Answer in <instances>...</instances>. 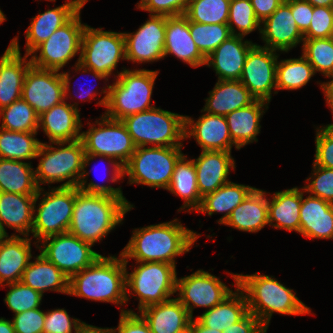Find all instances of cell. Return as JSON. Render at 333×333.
<instances>
[{
	"label": "cell",
	"instance_id": "74e56055",
	"mask_svg": "<svg viewBox=\"0 0 333 333\" xmlns=\"http://www.w3.org/2000/svg\"><path fill=\"white\" fill-rule=\"evenodd\" d=\"M166 190L176 196H180L182 200L184 199V204L178 209V212L187 208V212L190 213L200 207L202 196L198 190L193 159L189 160L184 154L178 159L171 182Z\"/></svg>",
	"mask_w": 333,
	"mask_h": 333
},
{
	"label": "cell",
	"instance_id": "003e7915",
	"mask_svg": "<svg viewBox=\"0 0 333 333\" xmlns=\"http://www.w3.org/2000/svg\"><path fill=\"white\" fill-rule=\"evenodd\" d=\"M6 237H7V235L5 234V232L2 230V228L0 226V242H2Z\"/></svg>",
	"mask_w": 333,
	"mask_h": 333
},
{
	"label": "cell",
	"instance_id": "7bdbcfd3",
	"mask_svg": "<svg viewBox=\"0 0 333 333\" xmlns=\"http://www.w3.org/2000/svg\"><path fill=\"white\" fill-rule=\"evenodd\" d=\"M230 0H189L185 16L204 24H227Z\"/></svg>",
	"mask_w": 333,
	"mask_h": 333
},
{
	"label": "cell",
	"instance_id": "484cf974",
	"mask_svg": "<svg viewBox=\"0 0 333 333\" xmlns=\"http://www.w3.org/2000/svg\"><path fill=\"white\" fill-rule=\"evenodd\" d=\"M193 162L198 190L202 197L229 183L230 169L234 170L236 167L231 152L227 151H202Z\"/></svg>",
	"mask_w": 333,
	"mask_h": 333
},
{
	"label": "cell",
	"instance_id": "ba28073f",
	"mask_svg": "<svg viewBox=\"0 0 333 333\" xmlns=\"http://www.w3.org/2000/svg\"><path fill=\"white\" fill-rule=\"evenodd\" d=\"M57 145V146H54ZM68 144V145H67ZM66 145V146H65ZM64 146V147H63ZM84 146L81 141L41 142L36 158H41L35 171L39 189L41 184L64 182L58 187H77L83 174Z\"/></svg>",
	"mask_w": 333,
	"mask_h": 333
},
{
	"label": "cell",
	"instance_id": "4316f807",
	"mask_svg": "<svg viewBox=\"0 0 333 333\" xmlns=\"http://www.w3.org/2000/svg\"><path fill=\"white\" fill-rule=\"evenodd\" d=\"M301 188L299 233L310 239H333V204L308 195Z\"/></svg>",
	"mask_w": 333,
	"mask_h": 333
},
{
	"label": "cell",
	"instance_id": "9c48e42d",
	"mask_svg": "<svg viewBox=\"0 0 333 333\" xmlns=\"http://www.w3.org/2000/svg\"><path fill=\"white\" fill-rule=\"evenodd\" d=\"M86 24L81 43L80 62L75 63L76 72L92 73L96 79L113 74L120 59L125 58V38L122 32L103 31Z\"/></svg>",
	"mask_w": 333,
	"mask_h": 333
},
{
	"label": "cell",
	"instance_id": "6da1fadb",
	"mask_svg": "<svg viewBox=\"0 0 333 333\" xmlns=\"http://www.w3.org/2000/svg\"><path fill=\"white\" fill-rule=\"evenodd\" d=\"M87 131H81V141L85 154L83 159V174L77 188L86 193L105 194L113 197H124L121 187L113 188L90 181L87 183L89 172L85 169L96 157L108 161L112 169L111 182H118L123 178V167L135 152L134 145L126 126L121 120L111 119L104 114L96 120ZM98 125V127H96ZM118 160V161H117Z\"/></svg>",
	"mask_w": 333,
	"mask_h": 333
},
{
	"label": "cell",
	"instance_id": "e575fe53",
	"mask_svg": "<svg viewBox=\"0 0 333 333\" xmlns=\"http://www.w3.org/2000/svg\"><path fill=\"white\" fill-rule=\"evenodd\" d=\"M300 209L301 188L293 187L275 192L272 200H268V223L275 229L299 233Z\"/></svg>",
	"mask_w": 333,
	"mask_h": 333
},
{
	"label": "cell",
	"instance_id": "30bf717a",
	"mask_svg": "<svg viewBox=\"0 0 333 333\" xmlns=\"http://www.w3.org/2000/svg\"><path fill=\"white\" fill-rule=\"evenodd\" d=\"M127 264L128 261H125L126 302L129 301L130 295L136 294L139 311L147 306L165 302L176 293V265L156 261L136 262V265H139L129 273Z\"/></svg>",
	"mask_w": 333,
	"mask_h": 333
},
{
	"label": "cell",
	"instance_id": "7402d4cb",
	"mask_svg": "<svg viewBox=\"0 0 333 333\" xmlns=\"http://www.w3.org/2000/svg\"><path fill=\"white\" fill-rule=\"evenodd\" d=\"M78 103L65 100L39 116V129L42 128L50 143L70 142L81 139L82 121Z\"/></svg>",
	"mask_w": 333,
	"mask_h": 333
},
{
	"label": "cell",
	"instance_id": "681fc988",
	"mask_svg": "<svg viewBox=\"0 0 333 333\" xmlns=\"http://www.w3.org/2000/svg\"><path fill=\"white\" fill-rule=\"evenodd\" d=\"M84 324L77 318H71L64 308H58L45 312L43 333H73V330L77 333Z\"/></svg>",
	"mask_w": 333,
	"mask_h": 333
},
{
	"label": "cell",
	"instance_id": "2e32d148",
	"mask_svg": "<svg viewBox=\"0 0 333 333\" xmlns=\"http://www.w3.org/2000/svg\"><path fill=\"white\" fill-rule=\"evenodd\" d=\"M279 54L255 44L248 52L240 81L257 99L270 103L276 88V71Z\"/></svg>",
	"mask_w": 333,
	"mask_h": 333
},
{
	"label": "cell",
	"instance_id": "83f0119b",
	"mask_svg": "<svg viewBox=\"0 0 333 333\" xmlns=\"http://www.w3.org/2000/svg\"><path fill=\"white\" fill-rule=\"evenodd\" d=\"M139 314L148 323L151 333H188L192 320L177 298L147 306Z\"/></svg>",
	"mask_w": 333,
	"mask_h": 333
},
{
	"label": "cell",
	"instance_id": "60d3db41",
	"mask_svg": "<svg viewBox=\"0 0 333 333\" xmlns=\"http://www.w3.org/2000/svg\"><path fill=\"white\" fill-rule=\"evenodd\" d=\"M315 74L314 68L303 55L300 58L277 61L276 88L277 90L300 89Z\"/></svg>",
	"mask_w": 333,
	"mask_h": 333
},
{
	"label": "cell",
	"instance_id": "6f0895ef",
	"mask_svg": "<svg viewBox=\"0 0 333 333\" xmlns=\"http://www.w3.org/2000/svg\"><path fill=\"white\" fill-rule=\"evenodd\" d=\"M223 333H267L260 320L248 312L240 321L234 323Z\"/></svg>",
	"mask_w": 333,
	"mask_h": 333
},
{
	"label": "cell",
	"instance_id": "d6986e66",
	"mask_svg": "<svg viewBox=\"0 0 333 333\" xmlns=\"http://www.w3.org/2000/svg\"><path fill=\"white\" fill-rule=\"evenodd\" d=\"M263 24V25H262ZM261 39L265 48L288 52L304 41L291 13V0L282 4L261 23Z\"/></svg>",
	"mask_w": 333,
	"mask_h": 333
},
{
	"label": "cell",
	"instance_id": "11a10c76",
	"mask_svg": "<svg viewBox=\"0 0 333 333\" xmlns=\"http://www.w3.org/2000/svg\"><path fill=\"white\" fill-rule=\"evenodd\" d=\"M120 310L119 324L117 328H112L113 333H151L148 323L141 315L131 309Z\"/></svg>",
	"mask_w": 333,
	"mask_h": 333
},
{
	"label": "cell",
	"instance_id": "836d02e7",
	"mask_svg": "<svg viewBox=\"0 0 333 333\" xmlns=\"http://www.w3.org/2000/svg\"><path fill=\"white\" fill-rule=\"evenodd\" d=\"M234 279L236 291L213 308L206 310L196 319L204 326L224 331L234 323L240 321L248 312V305L243 291L237 286L238 274L229 273Z\"/></svg>",
	"mask_w": 333,
	"mask_h": 333
},
{
	"label": "cell",
	"instance_id": "be15d7a7",
	"mask_svg": "<svg viewBox=\"0 0 333 333\" xmlns=\"http://www.w3.org/2000/svg\"><path fill=\"white\" fill-rule=\"evenodd\" d=\"M0 333H15L13 323L3 317L0 318Z\"/></svg>",
	"mask_w": 333,
	"mask_h": 333
},
{
	"label": "cell",
	"instance_id": "52a82bcc",
	"mask_svg": "<svg viewBox=\"0 0 333 333\" xmlns=\"http://www.w3.org/2000/svg\"><path fill=\"white\" fill-rule=\"evenodd\" d=\"M136 147L183 146L185 115L151 108L121 120Z\"/></svg>",
	"mask_w": 333,
	"mask_h": 333
},
{
	"label": "cell",
	"instance_id": "e0dca14e",
	"mask_svg": "<svg viewBox=\"0 0 333 333\" xmlns=\"http://www.w3.org/2000/svg\"><path fill=\"white\" fill-rule=\"evenodd\" d=\"M177 299L185 306L193 318L195 307L213 308L228 297L233 290L218 277L202 269L191 275L177 277Z\"/></svg>",
	"mask_w": 333,
	"mask_h": 333
},
{
	"label": "cell",
	"instance_id": "5bb4252c",
	"mask_svg": "<svg viewBox=\"0 0 333 333\" xmlns=\"http://www.w3.org/2000/svg\"><path fill=\"white\" fill-rule=\"evenodd\" d=\"M58 72L31 65L25 74L22 98L39 116L72 95L69 71Z\"/></svg>",
	"mask_w": 333,
	"mask_h": 333
},
{
	"label": "cell",
	"instance_id": "a7ac6f4b",
	"mask_svg": "<svg viewBox=\"0 0 333 333\" xmlns=\"http://www.w3.org/2000/svg\"><path fill=\"white\" fill-rule=\"evenodd\" d=\"M6 21V17L4 15V13L2 12V10L0 9V25Z\"/></svg>",
	"mask_w": 333,
	"mask_h": 333
},
{
	"label": "cell",
	"instance_id": "44dd1931",
	"mask_svg": "<svg viewBox=\"0 0 333 333\" xmlns=\"http://www.w3.org/2000/svg\"><path fill=\"white\" fill-rule=\"evenodd\" d=\"M184 137L195 138L202 151L231 152L233 145L225 116L204 112L198 120L185 115Z\"/></svg>",
	"mask_w": 333,
	"mask_h": 333
},
{
	"label": "cell",
	"instance_id": "94428289",
	"mask_svg": "<svg viewBox=\"0 0 333 333\" xmlns=\"http://www.w3.org/2000/svg\"><path fill=\"white\" fill-rule=\"evenodd\" d=\"M188 333H223L220 330H215L208 328L204 325H202L196 318L191 320L189 325Z\"/></svg>",
	"mask_w": 333,
	"mask_h": 333
},
{
	"label": "cell",
	"instance_id": "7c38bea8",
	"mask_svg": "<svg viewBox=\"0 0 333 333\" xmlns=\"http://www.w3.org/2000/svg\"><path fill=\"white\" fill-rule=\"evenodd\" d=\"M39 189L34 202L32 234L37 240L68 232L76 198V187H53L48 192ZM42 199L37 205L39 197ZM37 211V212H36Z\"/></svg>",
	"mask_w": 333,
	"mask_h": 333
},
{
	"label": "cell",
	"instance_id": "c3c4849f",
	"mask_svg": "<svg viewBox=\"0 0 333 333\" xmlns=\"http://www.w3.org/2000/svg\"><path fill=\"white\" fill-rule=\"evenodd\" d=\"M303 186L305 193L333 204V169L319 167L313 163V173Z\"/></svg>",
	"mask_w": 333,
	"mask_h": 333
},
{
	"label": "cell",
	"instance_id": "f5cc1de1",
	"mask_svg": "<svg viewBox=\"0 0 333 333\" xmlns=\"http://www.w3.org/2000/svg\"><path fill=\"white\" fill-rule=\"evenodd\" d=\"M137 8L150 14L178 16L185 14L189 0H140Z\"/></svg>",
	"mask_w": 333,
	"mask_h": 333
},
{
	"label": "cell",
	"instance_id": "9f6ffc18",
	"mask_svg": "<svg viewBox=\"0 0 333 333\" xmlns=\"http://www.w3.org/2000/svg\"><path fill=\"white\" fill-rule=\"evenodd\" d=\"M291 13L298 29L304 34L310 27L313 6L305 0H291Z\"/></svg>",
	"mask_w": 333,
	"mask_h": 333
},
{
	"label": "cell",
	"instance_id": "1f68e13d",
	"mask_svg": "<svg viewBox=\"0 0 333 333\" xmlns=\"http://www.w3.org/2000/svg\"><path fill=\"white\" fill-rule=\"evenodd\" d=\"M256 98L240 80H217L205 99L201 112L226 116L228 113L252 104Z\"/></svg>",
	"mask_w": 333,
	"mask_h": 333
},
{
	"label": "cell",
	"instance_id": "d590c367",
	"mask_svg": "<svg viewBox=\"0 0 333 333\" xmlns=\"http://www.w3.org/2000/svg\"><path fill=\"white\" fill-rule=\"evenodd\" d=\"M24 270L21 282L41 295L45 291L69 294V278L41 253Z\"/></svg>",
	"mask_w": 333,
	"mask_h": 333
},
{
	"label": "cell",
	"instance_id": "8d00e7d4",
	"mask_svg": "<svg viewBox=\"0 0 333 333\" xmlns=\"http://www.w3.org/2000/svg\"><path fill=\"white\" fill-rule=\"evenodd\" d=\"M255 187L229 182L219 187L216 191L202 197L201 205L197 213L212 216L214 213H225L217 221L223 224L231 215L232 211L246 198Z\"/></svg>",
	"mask_w": 333,
	"mask_h": 333
},
{
	"label": "cell",
	"instance_id": "f1b7e54d",
	"mask_svg": "<svg viewBox=\"0 0 333 333\" xmlns=\"http://www.w3.org/2000/svg\"><path fill=\"white\" fill-rule=\"evenodd\" d=\"M28 236H7L0 242V285L21 281L24 270L32 259ZM6 282V283H5Z\"/></svg>",
	"mask_w": 333,
	"mask_h": 333
},
{
	"label": "cell",
	"instance_id": "cb8c5ba5",
	"mask_svg": "<svg viewBox=\"0 0 333 333\" xmlns=\"http://www.w3.org/2000/svg\"><path fill=\"white\" fill-rule=\"evenodd\" d=\"M243 39L232 35L206 57L205 65L213 67L218 80H240L246 56L256 44Z\"/></svg>",
	"mask_w": 333,
	"mask_h": 333
},
{
	"label": "cell",
	"instance_id": "3957f363",
	"mask_svg": "<svg viewBox=\"0 0 333 333\" xmlns=\"http://www.w3.org/2000/svg\"><path fill=\"white\" fill-rule=\"evenodd\" d=\"M125 197L86 193L76 187V198L68 232L91 243L104 239L133 209Z\"/></svg>",
	"mask_w": 333,
	"mask_h": 333
},
{
	"label": "cell",
	"instance_id": "ac0fdd59",
	"mask_svg": "<svg viewBox=\"0 0 333 333\" xmlns=\"http://www.w3.org/2000/svg\"><path fill=\"white\" fill-rule=\"evenodd\" d=\"M166 16L149 14L136 32H123L125 58L133 63H148L164 58Z\"/></svg>",
	"mask_w": 333,
	"mask_h": 333
},
{
	"label": "cell",
	"instance_id": "f35d334b",
	"mask_svg": "<svg viewBox=\"0 0 333 333\" xmlns=\"http://www.w3.org/2000/svg\"><path fill=\"white\" fill-rule=\"evenodd\" d=\"M38 190L31 162L0 158V192L37 195Z\"/></svg>",
	"mask_w": 333,
	"mask_h": 333
},
{
	"label": "cell",
	"instance_id": "ee69618b",
	"mask_svg": "<svg viewBox=\"0 0 333 333\" xmlns=\"http://www.w3.org/2000/svg\"><path fill=\"white\" fill-rule=\"evenodd\" d=\"M189 30L198 50L205 58L223 41L232 36L228 24H204L189 21Z\"/></svg>",
	"mask_w": 333,
	"mask_h": 333
},
{
	"label": "cell",
	"instance_id": "f6af8a7d",
	"mask_svg": "<svg viewBox=\"0 0 333 333\" xmlns=\"http://www.w3.org/2000/svg\"><path fill=\"white\" fill-rule=\"evenodd\" d=\"M302 51L315 73L320 72L327 78L333 75V37L304 39Z\"/></svg>",
	"mask_w": 333,
	"mask_h": 333
},
{
	"label": "cell",
	"instance_id": "7a4b0ae2",
	"mask_svg": "<svg viewBox=\"0 0 333 333\" xmlns=\"http://www.w3.org/2000/svg\"><path fill=\"white\" fill-rule=\"evenodd\" d=\"M132 233L120 253L125 261L133 258L136 262L156 261L173 265H176V257L189 252L201 236L184 227L178 219L135 228Z\"/></svg>",
	"mask_w": 333,
	"mask_h": 333
},
{
	"label": "cell",
	"instance_id": "4fadbf2b",
	"mask_svg": "<svg viewBox=\"0 0 333 333\" xmlns=\"http://www.w3.org/2000/svg\"><path fill=\"white\" fill-rule=\"evenodd\" d=\"M80 11L33 50L29 56H32L30 60L34 67L59 71L78 53L77 63L80 62L82 36L86 26L81 23Z\"/></svg>",
	"mask_w": 333,
	"mask_h": 333
},
{
	"label": "cell",
	"instance_id": "ffe728a7",
	"mask_svg": "<svg viewBox=\"0 0 333 333\" xmlns=\"http://www.w3.org/2000/svg\"><path fill=\"white\" fill-rule=\"evenodd\" d=\"M29 55L21 56L18 37L13 38L0 58V109L22 97L24 77L32 65Z\"/></svg>",
	"mask_w": 333,
	"mask_h": 333
},
{
	"label": "cell",
	"instance_id": "4dcf8cb0",
	"mask_svg": "<svg viewBox=\"0 0 333 333\" xmlns=\"http://www.w3.org/2000/svg\"><path fill=\"white\" fill-rule=\"evenodd\" d=\"M266 191L254 188L232 211L223 225L239 231L256 233L268 223V197Z\"/></svg>",
	"mask_w": 333,
	"mask_h": 333
},
{
	"label": "cell",
	"instance_id": "f907efd6",
	"mask_svg": "<svg viewBox=\"0 0 333 333\" xmlns=\"http://www.w3.org/2000/svg\"><path fill=\"white\" fill-rule=\"evenodd\" d=\"M314 164L333 169V124L316 128Z\"/></svg>",
	"mask_w": 333,
	"mask_h": 333
},
{
	"label": "cell",
	"instance_id": "b9f144b4",
	"mask_svg": "<svg viewBox=\"0 0 333 333\" xmlns=\"http://www.w3.org/2000/svg\"><path fill=\"white\" fill-rule=\"evenodd\" d=\"M1 128L19 132H38L39 115L21 97L14 103L0 109Z\"/></svg>",
	"mask_w": 333,
	"mask_h": 333
},
{
	"label": "cell",
	"instance_id": "8fae6325",
	"mask_svg": "<svg viewBox=\"0 0 333 333\" xmlns=\"http://www.w3.org/2000/svg\"><path fill=\"white\" fill-rule=\"evenodd\" d=\"M183 146L136 147L130 160L123 167V177L129 184H143L151 188L167 189L178 159L184 154Z\"/></svg>",
	"mask_w": 333,
	"mask_h": 333
},
{
	"label": "cell",
	"instance_id": "db71d44e",
	"mask_svg": "<svg viewBox=\"0 0 333 333\" xmlns=\"http://www.w3.org/2000/svg\"><path fill=\"white\" fill-rule=\"evenodd\" d=\"M45 312L40 308L15 314L12 323L15 333H43Z\"/></svg>",
	"mask_w": 333,
	"mask_h": 333
},
{
	"label": "cell",
	"instance_id": "bcb514c9",
	"mask_svg": "<svg viewBox=\"0 0 333 333\" xmlns=\"http://www.w3.org/2000/svg\"><path fill=\"white\" fill-rule=\"evenodd\" d=\"M227 24L232 35L245 37L256 29L261 33V22L257 19L250 0H230Z\"/></svg>",
	"mask_w": 333,
	"mask_h": 333
},
{
	"label": "cell",
	"instance_id": "603a6c76",
	"mask_svg": "<svg viewBox=\"0 0 333 333\" xmlns=\"http://www.w3.org/2000/svg\"><path fill=\"white\" fill-rule=\"evenodd\" d=\"M89 0H68L65 4L48 9L31 18L25 31V54L30 55L42 42L46 41L58 28L67 23Z\"/></svg>",
	"mask_w": 333,
	"mask_h": 333
},
{
	"label": "cell",
	"instance_id": "d6a6232c",
	"mask_svg": "<svg viewBox=\"0 0 333 333\" xmlns=\"http://www.w3.org/2000/svg\"><path fill=\"white\" fill-rule=\"evenodd\" d=\"M268 104L266 101L256 99L252 104L225 116L236 149L239 150L247 144L258 141L256 136L260 133V119L269 108Z\"/></svg>",
	"mask_w": 333,
	"mask_h": 333
},
{
	"label": "cell",
	"instance_id": "e7e4bbea",
	"mask_svg": "<svg viewBox=\"0 0 333 333\" xmlns=\"http://www.w3.org/2000/svg\"><path fill=\"white\" fill-rule=\"evenodd\" d=\"M313 7H333V0H305Z\"/></svg>",
	"mask_w": 333,
	"mask_h": 333
},
{
	"label": "cell",
	"instance_id": "91938a15",
	"mask_svg": "<svg viewBox=\"0 0 333 333\" xmlns=\"http://www.w3.org/2000/svg\"><path fill=\"white\" fill-rule=\"evenodd\" d=\"M330 78H332V80L321 82L320 87L325 95V101L333 113V75Z\"/></svg>",
	"mask_w": 333,
	"mask_h": 333
},
{
	"label": "cell",
	"instance_id": "6125c7cd",
	"mask_svg": "<svg viewBox=\"0 0 333 333\" xmlns=\"http://www.w3.org/2000/svg\"><path fill=\"white\" fill-rule=\"evenodd\" d=\"M77 333H113L112 328H101L87 323Z\"/></svg>",
	"mask_w": 333,
	"mask_h": 333
},
{
	"label": "cell",
	"instance_id": "03108f58",
	"mask_svg": "<svg viewBox=\"0 0 333 333\" xmlns=\"http://www.w3.org/2000/svg\"><path fill=\"white\" fill-rule=\"evenodd\" d=\"M78 94H79L78 97L81 98L80 100H84V101H85V99H86V100L89 99V101H90L91 98H92V99H95V95L97 96V95L100 94V93H97L96 91L92 92V90H91V91L86 90L85 93L79 91Z\"/></svg>",
	"mask_w": 333,
	"mask_h": 333
},
{
	"label": "cell",
	"instance_id": "f546056e",
	"mask_svg": "<svg viewBox=\"0 0 333 333\" xmlns=\"http://www.w3.org/2000/svg\"><path fill=\"white\" fill-rule=\"evenodd\" d=\"M36 195L0 192V226L8 236L5 226L21 236L32 232L34 202Z\"/></svg>",
	"mask_w": 333,
	"mask_h": 333
},
{
	"label": "cell",
	"instance_id": "5b68a950",
	"mask_svg": "<svg viewBox=\"0 0 333 333\" xmlns=\"http://www.w3.org/2000/svg\"><path fill=\"white\" fill-rule=\"evenodd\" d=\"M68 295L125 305L126 265L123 256H99L90 266L69 279Z\"/></svg>",
	"mask_w": 333,
	"mask_h": 333
},
{
	"label": "cell",
	"instance_id": "816d5d0a",
	"mask_svg": "<svg viewBox=\"0 0 333 333\" xmlns=\"http://www.w3.org/2000/svg\"><path fill=\"white\" fill-rule=\"evenodd\" d=\"M304 39L333 37V7H313L309 29Z\"/></svg>",
	"mask_w": 333,
	"mask_h": 333
},
{
	"label": "cell",
	"instance_id": "9a60e30c",
	"mask_svg": "<svg viewBox=\"0 0 333 333\" xmlns=\"http://www.w3.org/2000/svg\"><path fill=\"white\" fill-rule=\"evenodd\" d=\"M39 243L42 245L39 246ZM38 244L36 248L41 250L40 253L69 279L101 256L92 250L91 243L81 240L70 232L46 237Z\"/></svg>",
	"mask_w": 333,
	"mask_h": 333
},
{
	"label": "cell",
	"instance_id": "ab89813d",
	"mask_svg": "<svg viewBox=\"0 0 333 333\" xmlns=\"http://www.w3.org/2000/svg\"><path fill=\"white\" fill-rule=\"evenodd\" d=\"M37 132L10 131L0 127V158L31 160L37 156L41 141Z\"/></svg>",
	"mask_w": 333,
	"mask_h": 333
},
{
	"label": "cell",
	"instance_id": "277c9868",
	"mask_svg": "<svg viewBox=\"0 0 333 333\" xmlns=\"http://www.w3.org/2000/svg\"><path fill=\"white\" fill-rule=\"evenodd\" d=\"M275 277L260 275L238 274L237 286L243 291L248 305V310L260 320L268 329L273 313L283 315L311 314V309L306 306L293 292Z\"/></svg>",
	"mask_w": 333,
	"mask_h": 333
},
{
	"label": "cell",
	"instance_id": "7dc6e473",
	"mask_svg": "<svg viewBox=\"0 0 333 333\" xmlns=\"http://www.w3.org/2000/svg\"><path fill=\"white\" fill-rule=\"evenodd\" d=\"M4 286L9 287L4 302L14 314L36 309L41 305L43 295L23 282L18 281Z\"/></svg>",
	"mask_w": 333,
	"mask_h": 333
},
{
	"label": "cell",
	"instance_id": "8992f818",
	"mask_svg": "<svg viewBox=\"0 0 333 333\" xmlns=\"http://www.w3.org/2000/svg\"><path fill=\"white\" fill-rule=\"evenodd\" d=\"M158 73L157 70L123 67L121 72L117 70L112 85L103 87L101 94L105 95L96 104L106 107L104 115L114 120L154 108L151 97Z\"/></svg>",
	"mask_w": 333,
	"mask_h": 333
},
{
	"label": "cell",
	"instance_id": "d4e9b609",
	"mask_svg": "<svg viewBox=\"0 0 333 333\" xmlns=\"http://www.w3.org/2000/svg\"><path fill=\"white\" fill-rule=\"evenodd\" d=\"M170 54L193 68L206 63V58L200 53L192 39L189 20L184 14L166 16L164 58Z\"/></svg>",
	"mask_w": 333,
	"mask_h": 333
},
{
	"label": "cell",
	"instance_id": "680465c9",
	"mask_svg": "<svg viewBox=\"0 0 333 333\" xmlns=\"http://www.w3.org/2000/svg\"><path fill=\"white\" fill-rule=\"evenodd\" d=\"M257 19L262 23L283 2V0H250Z\"/></svg>",
	"mask_w": 333,
	"mask_h": 333
}]
</instances>
